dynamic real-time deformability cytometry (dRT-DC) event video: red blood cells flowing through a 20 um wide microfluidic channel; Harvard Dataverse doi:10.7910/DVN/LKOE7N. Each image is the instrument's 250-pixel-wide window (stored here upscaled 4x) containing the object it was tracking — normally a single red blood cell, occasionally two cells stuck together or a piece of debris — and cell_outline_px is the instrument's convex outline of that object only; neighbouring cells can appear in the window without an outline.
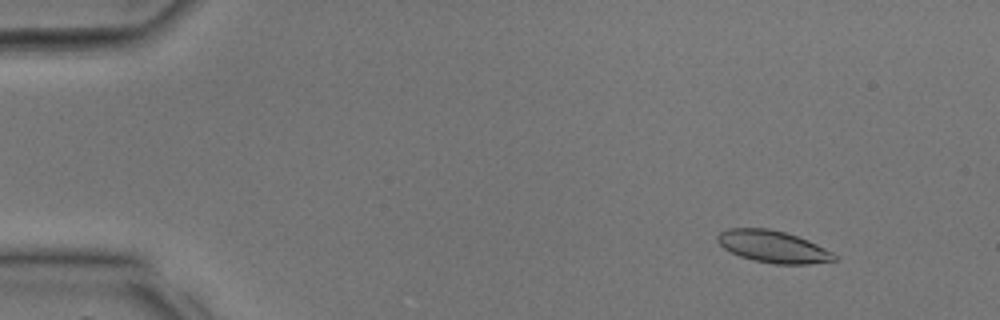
{"species": "common noctule bat (a hibernating species)", "species_latin": "Nyctalus noctula", "temperature_condition": "room temperature", "stored_images_in_passage": 11, "camera_frame_rate_fps": 3000, "um_per_image_px": 0.085, "animal": {"sex": "male", "body_mass_g": 17.9, "forearm_length_mm": 54.2}, "frame": {"image": 1, "passage_image": 4, "time_ms": 1.0, "image_size_px": [1000, 320], "cell_outline_px": [[836, 260], [808, 264], [776, 264], [752, 260], [740, 256], [724, 248], [716, 240], [716, 236], [720, 232], [728, 228], [768, 228], [784, 232], [808, 240], [832, 252], [836, 256]], "centroid_in_image_um": [65.68, 20.96], "position_along_channel_um": 19.3, "area_um2": 21.62}}